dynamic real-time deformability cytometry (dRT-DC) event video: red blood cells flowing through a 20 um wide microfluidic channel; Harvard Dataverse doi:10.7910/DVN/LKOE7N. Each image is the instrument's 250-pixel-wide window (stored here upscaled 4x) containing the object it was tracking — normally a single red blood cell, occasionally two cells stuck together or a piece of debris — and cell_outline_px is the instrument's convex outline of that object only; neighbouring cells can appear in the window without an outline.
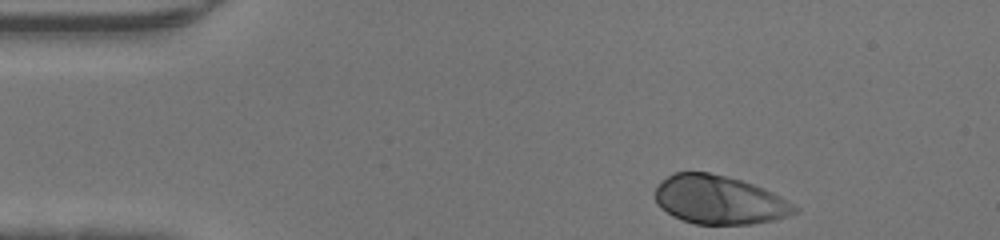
{"species": "human", "species_latin": "Homo sapiens", "temperature_condition": "warm", "stored_images_in_passage": 33, "camera_frame_rate_fps": 3000, "um_per_image_px": 0.085, "donor": {"sex": "male"}, "frame": {"image": 1, "passage_image": 1, "time_ms": 0.0, "image_size_px": [1000, 240], "cell_outline_px": [[800, 208], [796, 212], [772, 220], [752, 224], [696, 224], [672, 216], [660, 208], [656, 204], [656, 188], [668, 176], [676, 172], [708, 172], [740, 180], [764, 188], [780, 196]], "centroid_in_image_um": [61.12, 17.0], "position_along_channel_um": 23.9, "area_um2": 39.13}}
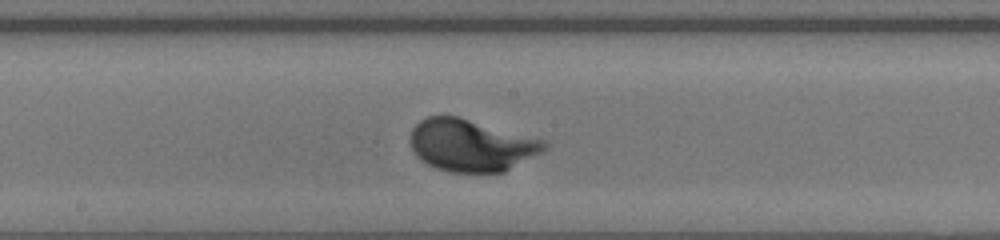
{"frame": {"image": 2, "passage_image": 19, "time_ms": 6.0, "image_size_px": [1000, 240], "cell_outline_px": [[548, 148], [504, 172], [448, 172], [436, 168], [420, 160], [416, 156], [408, 140], [412, 128], [420, 120], [428, 116], [460, 116], [544, 140], [548, 144]], "centroid_in_image_um": [40.01, 12.34], "position_along_channel_um": 208.2, "area_um2": 40.81}}
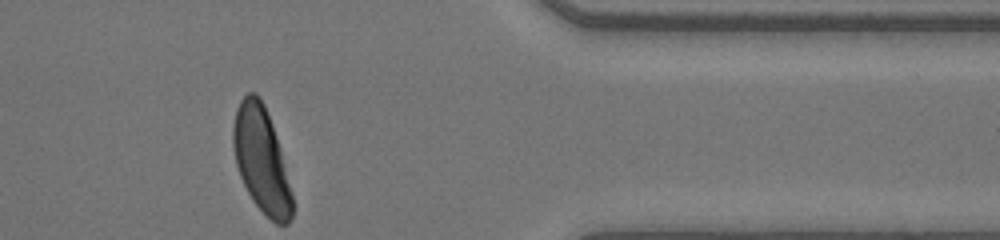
{"frame": {"image": 3, "passage_image": 33, "time_ms": 10.667, "image_size_px": [1000, 240], "cell_outline_px": [[292, 216], [288, 224], [276, 224], [252, 200], [240, 176], [236, 164], [232, 144], [232, 128], [236, 108], [240, 100], [248, 92], [256, 92], [260, 96], [264, 104], [272, 124], [280, 148], [292, 196]], "centroid_in_image_um": [22.19, 13.54], "position_along_channel_um": 389.2, "area_um2": 35.95}}